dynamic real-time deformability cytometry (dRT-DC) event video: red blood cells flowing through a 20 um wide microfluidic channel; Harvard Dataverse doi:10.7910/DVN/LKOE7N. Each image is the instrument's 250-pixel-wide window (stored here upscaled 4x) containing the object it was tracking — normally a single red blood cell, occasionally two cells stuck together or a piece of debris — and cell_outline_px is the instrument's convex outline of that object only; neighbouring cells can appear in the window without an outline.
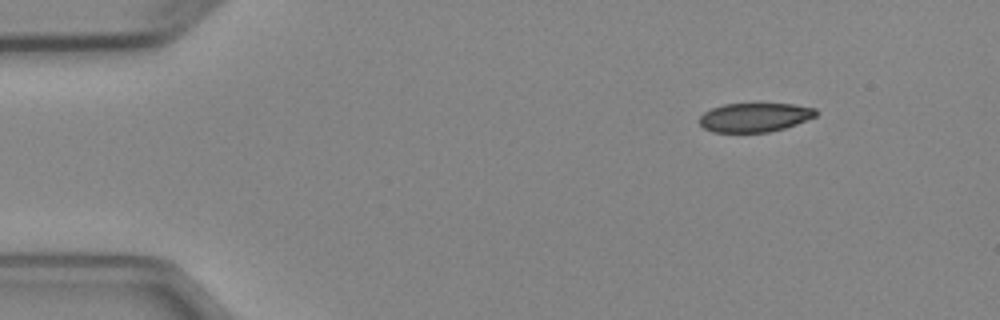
{"species": "Egyptian fruit bat (a non-hibernating species)", "species_latin": "Rousettus aegyptiacus", "temperature_condition": "cold", "stored_images_in_passage": 4, "camera_frame_rate_fps": 3000, "um_per_image_px": 0.085, "animal": {"sex": "female"}, "frame": {"image": 1, "passage_image": 1, "time_ms": 0.0, "image_size_px": [1000, 320], "cell_outline_px": [[816, 116], [796, 124], [784, 128], [768, 132], [712, 132], [704, 128], [700, 124], [700, 116], [704, 112], [712, 108], [724, 104], [792, 104], [816, 108]], "centroid_in_image_um": [64.14, 9.98], "position_along_channel_um": 20.9, "area_um2": 19.54}}
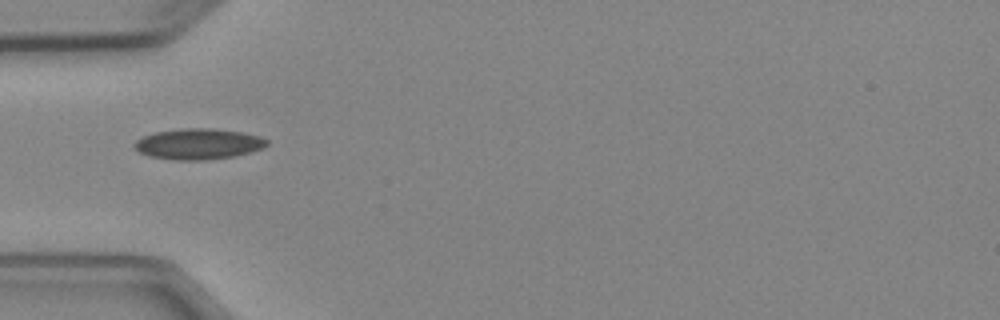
{"frame": {"image": 2, "passage_image": 4, "time_ms": 3.333, "image_size_px": [1000, 320], "cell_outline_px": [[268, 144], [264, 148], [252, 152], [232, 156], [204, 160], [176, 160], [148, 156], [132, 148], [132, 144], [136, 140], [144, 136], [156, 132], [180, 128], [212, 128], [244, 132], [260, 136], [268, 140]], "centroid_in_image_um": [16.86, 12.23], "position_along_channel_um": 68.1, "area_um2": 23.99}}